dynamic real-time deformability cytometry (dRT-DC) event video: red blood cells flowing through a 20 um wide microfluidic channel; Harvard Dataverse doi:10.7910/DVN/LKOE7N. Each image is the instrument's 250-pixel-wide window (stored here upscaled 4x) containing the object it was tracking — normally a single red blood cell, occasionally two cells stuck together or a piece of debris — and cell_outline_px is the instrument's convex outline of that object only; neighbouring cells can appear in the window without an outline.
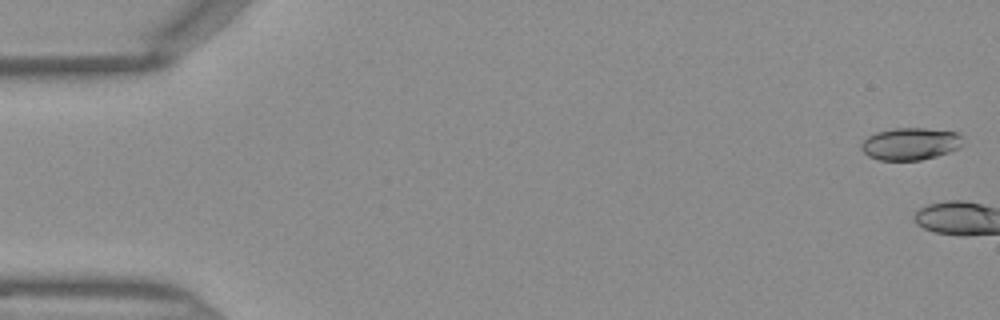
{"species": "Egyptian fruit bat (a non-hibernating species)", "species_latin": "Rousettus aegyptiacus", "temperature_condition": "warm", "stored_images_in_passage": 3, "camera_frame_rate_fps": 3000, "um_per_image_px": 0.085, "frame": {"image": 1, "passage_image": 1, "time_ms": 0.0, "image_size_px": [1000, 320], "cell_outline_px": [[960, 148], [936, 156], [920, 160], [880, 160], [868, 156], [860, 148], [860, 144], [868, 136], [876, 132], [892, 128], [924, 128], [960, 132]], "centroid_in_image_um": [77.35, 12.22], "position_along_channel_um": 7.6, "area_um2": 19.07}}